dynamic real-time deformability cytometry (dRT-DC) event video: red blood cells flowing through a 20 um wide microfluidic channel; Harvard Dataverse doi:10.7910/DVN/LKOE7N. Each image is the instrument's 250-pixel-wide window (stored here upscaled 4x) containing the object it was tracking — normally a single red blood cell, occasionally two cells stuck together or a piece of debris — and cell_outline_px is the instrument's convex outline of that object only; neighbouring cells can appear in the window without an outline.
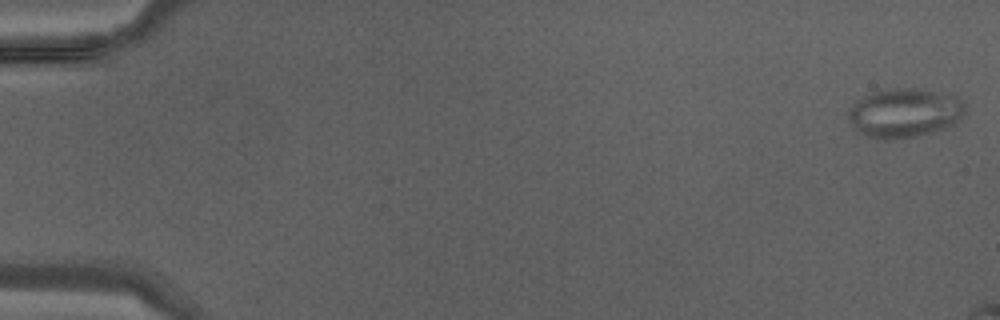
{"species": "Egyptian fruit bat (a non-hibernating species)", "species_latin": "Rousettus aegyptiacus", "temperature_condition": "warm", "stored_images_in_passage": 11, "camera_frame_rate_fps": 3000, "um_per_image_px": 0.085, "animal": {"sex": "male"}, "frame": {"image": 1, "passage_image": 1, "time_ms": 0.0, "image_size_px": [1000, 320], "cell_outline_px": [[968, 112], [960, 120], [944, 128], [932, 132], [916, 136], [892, 140], [884, 140], [864, 136], [856, 132], [848, 120], [848, 108], [856, 100], [872, 92], [896, 88], [916, 88], [956, 96], [964, 104]], "centroid_in_image_um": [76.85, 9.61], "position_along_channel_um": 8.2, "area_um2": 33.87}}